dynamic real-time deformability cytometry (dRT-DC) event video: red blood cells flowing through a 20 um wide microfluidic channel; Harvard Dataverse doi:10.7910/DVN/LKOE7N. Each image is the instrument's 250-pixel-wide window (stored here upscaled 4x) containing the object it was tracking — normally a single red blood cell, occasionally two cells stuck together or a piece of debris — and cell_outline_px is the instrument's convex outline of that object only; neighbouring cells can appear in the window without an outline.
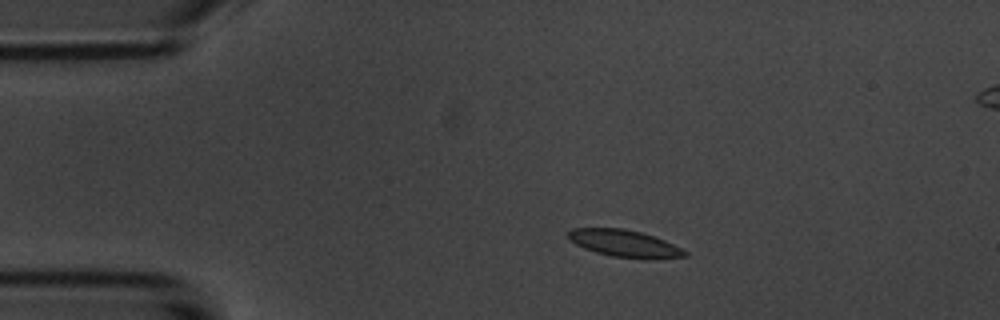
{"species": "common noctule bat (a hibernating species)", "species_latin": "Nyctalus noctula", "temperature_condition": "room temperature", "stored_images_in_passage": 7, "camera_frame_rate_fps": 3000, "um_per_image_px": 0.085, "animal": {"sex": "male", "body_mass_g": 20.1, "forearm_length_mm": 53.5}, "frame": {"image": 1, "passage_image": 2, "time_ms": 2.333, "image_size_px": [1000, 320], "cell_outline_px": [[688, 256], [652, 260], [644, 260], [612, 256], [596, 252], [584, 248], [576, 244], [564, 236], [572, 228], [624, 228], [640, 232], [664, 240], [688, 252]], "centroid_in_image_um": [53.08, 20.71], "position_along_channel_um": 31.9, "area_um2": 18.61}}
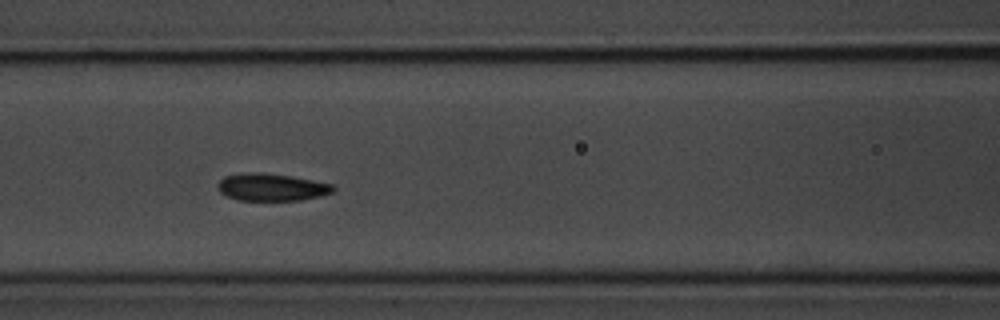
{"frame": {"image": 2, "passage_image": 6, "time_ms": 6.667, "image_size_px": [1000, 320], "cell_outline_px": [[336, 188], [332, 192], [320, 196], [300, 200], [236, 200], [220, 192], [216, 188], [216, 184], [224, 176], [244, 172], [264, 172], [292, 176], [332, 184]], "centroid_in_image_um": [23.04, 15.9], "position_along_channel_um": 143.6, "area_um2": 18.55}}
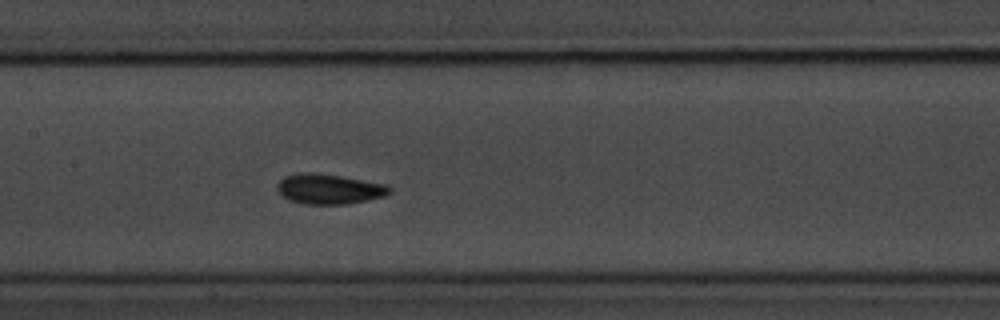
{"frame": {"image": 3, "passage_image": 7, "time_ms": 7.667, "image_size_px": [1000, 320], "cell_outline_px": [[392, 192], [384, 196], [368, 200], [348, 204], [304, 204], [288, 200], [276, 188], [276, 184], [284, 176], [304, 172], [312, 172], [340, 176], [388, 184], [392, 188]], "centroid_in_image_um": [28.0, 16.06], "position_along_channel_um": 179.4, "area_um2": 19.83}}